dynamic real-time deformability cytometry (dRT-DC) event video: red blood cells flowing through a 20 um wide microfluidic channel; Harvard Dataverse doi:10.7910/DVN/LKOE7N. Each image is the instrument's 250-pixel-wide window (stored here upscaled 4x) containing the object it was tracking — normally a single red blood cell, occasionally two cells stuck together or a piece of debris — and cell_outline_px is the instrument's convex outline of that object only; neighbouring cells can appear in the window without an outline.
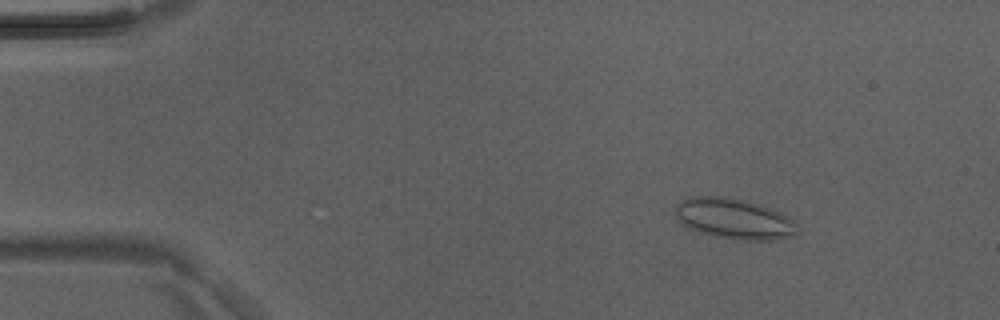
{"species": "Egyptian fruit bat (a non-hibernating species)", "species_latin": "Rousettus aegyptiacus", "temperature_condition": "room temperature", "stored_images_in_passage": 4, "camera_frame_rate_fps": 3000, "um_per_image_px": 0.085, "animal": {"sex": "male"}, "frame": {"image": 1, "passage_image": 2, "time_ms": 0.333, "image_size_px": [1000, 320], "cell_outline_px": [[800, 232], [796, 236], [776, 240], [736, 240], [716, 236], [700, 232], [684, 224], [680, 220], [676, 212], [676, 204], [680, 200], [692, 196], [720, 196], [740, 200], [772, 208], [796, 220], [800, 228]], "centroid_in_image_um": [62.5, 18.61], "position_along_channel_um": 22.5, "area_um2": 28.96}}